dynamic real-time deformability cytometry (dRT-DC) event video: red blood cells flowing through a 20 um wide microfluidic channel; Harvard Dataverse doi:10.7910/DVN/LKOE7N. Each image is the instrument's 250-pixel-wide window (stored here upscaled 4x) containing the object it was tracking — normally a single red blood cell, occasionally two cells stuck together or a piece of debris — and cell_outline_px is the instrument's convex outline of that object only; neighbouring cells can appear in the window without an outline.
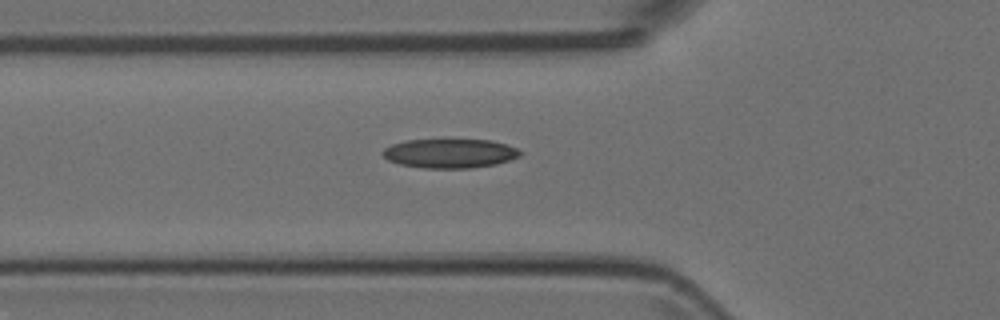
{"species": "Egyptian fruit bat (a non-hibernating species)", "species_latin": "Rousettus aegyptiacus", "temperature_condition": "room temperature", "stored_images_in_passage": 5, "camera_frame_rate_fps": 3000, "um_per_image_px": 0.085, "animal": {"sex": "female"}, "frame": {"image": 1, "passage_image": 5, "time_ms": 1.333, "image_size_px": [1000, 320], "cell_outline_px": [[524, 152], [520, 156], [496, 164], [472, 168], [424, 168], [400, 164], [388, 160], [380, 152], [384, 148], [392, 144], [408, 140], [488, 140], [504, 144], [516, 148]], "centroid_in_image_um": [38.22, 13.04], "position_along_channel_um": 87.6, "area_um2": 23.24}}